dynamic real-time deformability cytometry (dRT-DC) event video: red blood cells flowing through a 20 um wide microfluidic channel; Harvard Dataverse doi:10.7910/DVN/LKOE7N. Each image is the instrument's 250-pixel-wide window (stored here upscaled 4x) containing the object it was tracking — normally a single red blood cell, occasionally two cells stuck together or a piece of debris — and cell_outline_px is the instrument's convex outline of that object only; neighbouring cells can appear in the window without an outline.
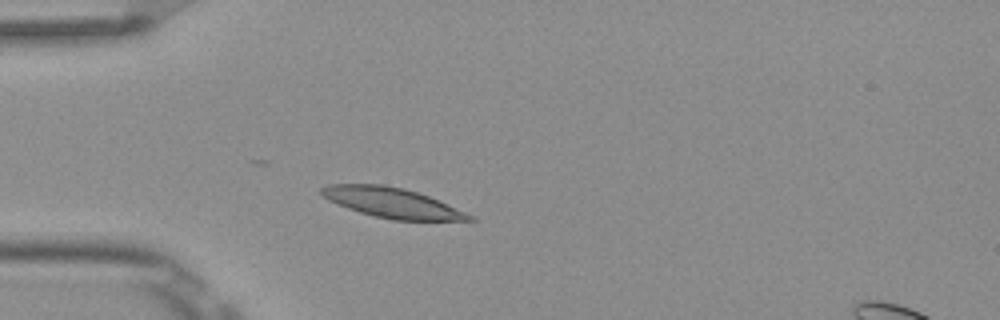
{"species": "Egyptian fruit bat (a non-hibernating species)", "species_latin": "Rousettus aegyptiacus", "temperature_condition": "room temperature", "stored_images_in_passage": 4, "camera_frame_rate_fps": 3000, "um_per_image_px": 0.085, "frame": {"image": 1, "passage_image": 3, "time_ms": 0.667, "image_size_px": [1000, 320], "cell_outline_px": [[476, 220], [392, 220], [360, 212], [348, 208], [328, 200], [320, 192], [320, 188], [328, 184], [384, 184], [404, 188], [428, 196], [476, 216]], "centroid_in_image_um": [33.33, 17.23], "position_along_channel_um": 51.7, "area_um2": 25.66}}